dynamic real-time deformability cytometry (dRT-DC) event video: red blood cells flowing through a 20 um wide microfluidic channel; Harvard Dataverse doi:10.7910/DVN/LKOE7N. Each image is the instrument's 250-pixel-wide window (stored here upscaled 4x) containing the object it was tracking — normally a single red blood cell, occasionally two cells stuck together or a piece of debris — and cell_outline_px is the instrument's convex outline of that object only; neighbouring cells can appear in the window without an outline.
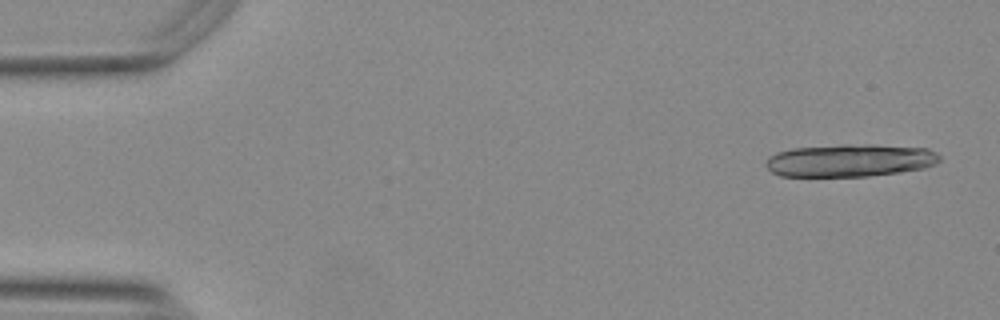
{"species": "Egyptian fruit bat (a non-hibernating species)", "species_latin": "Rousettus aegyptiacus", "temperature_condition": "warm", "stored_images_in_passage": 14, "camera_frame_rate_fps": 3000, "um_per_image_px": 0.085, "animal": {"sex": "female"}, "frame": {"image": 1, "passage_image": 1, "time_ms": 0.0, "image_size_px": [1000, 320], "cell_outline_px": [[940, 160], [936, 164], [924, 168], [900, 172], [868, 176], [780, 176], [772, 172], [764, 164], [776, 152], [792, 148], [844, 144], [872, 144], [928, 148], [936, 152], [940, 156]], "centroid_in_image_um": [72.28, 13.62], "position_along_channel_um": 12.7, "area_um2": 33.23}}